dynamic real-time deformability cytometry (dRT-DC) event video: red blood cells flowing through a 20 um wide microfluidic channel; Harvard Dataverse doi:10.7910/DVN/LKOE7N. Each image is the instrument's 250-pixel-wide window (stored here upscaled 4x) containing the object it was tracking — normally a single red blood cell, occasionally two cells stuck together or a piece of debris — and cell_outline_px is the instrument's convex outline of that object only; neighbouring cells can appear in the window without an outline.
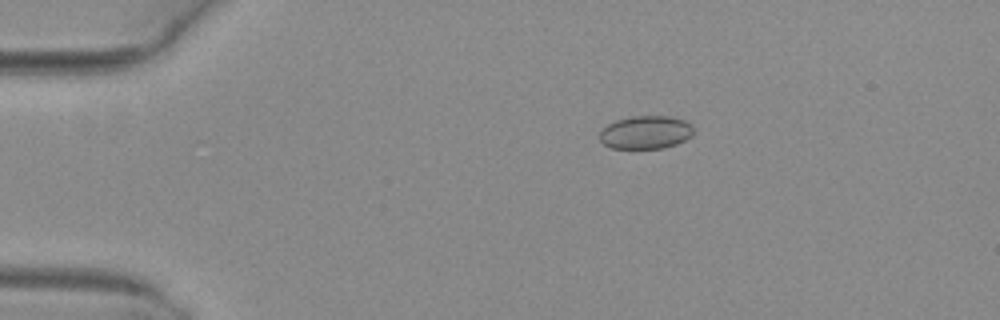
{"species": "common noctule bat (a hibernating species)", "species_latin": "Nyctalus noctula", "temperature_condition": "warm", "stored_images_in_passage": 46, "camera_frame_rate_fps": 3000, "um_per_image_px": 0.085, "animal": {"sex": "female", "body_mass_g": 29.2, "forearm_length_mm": 56.3}, "frame": {"image": 1, "passage_image": 4, "time_ms": 1.0, "image_size_px": [1000, 320], "cell_outline_px": [[692, 136], [676, 144], [664, 148], [612, 148], [604, 144], [600, 140], [600, 132], [608, 124], [616, 120], [632, 116], [672, 116], [684, 120], [692, 124]], "centroid_in_image_um": [54.9, 11.24], "position_along_channel_um": 30.1, "area_um2": 18.09}}
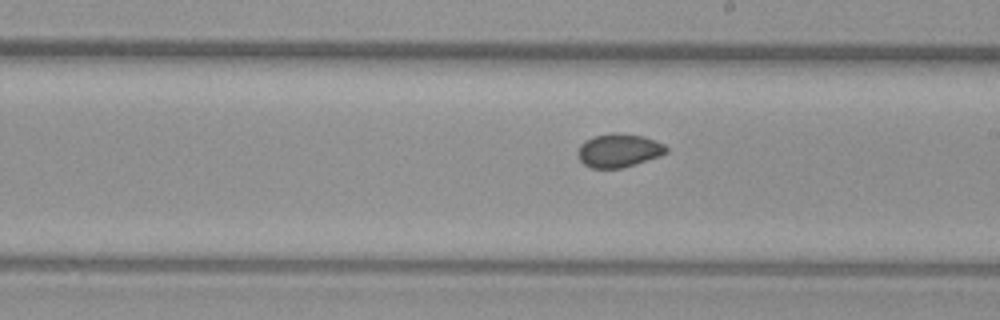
{"frame": {"image": 2, "passage_image": 24, "time_ms": 7.667, "image_size_px": [1000, 320], "cell_outline_px": [[668, 152], [660, 156], [624, 168], [592, 168], [584, 164], [580, 160], [576, 152], [580, 144], [584, 140], [592, 136], [612, 132], [616, 132], [644, 136], [664, 144], [668, 148]], "centroid_in_image_um": [52.58, 12.78], "position_along_channel_um": 236.4, "area_um2": 17.57}}
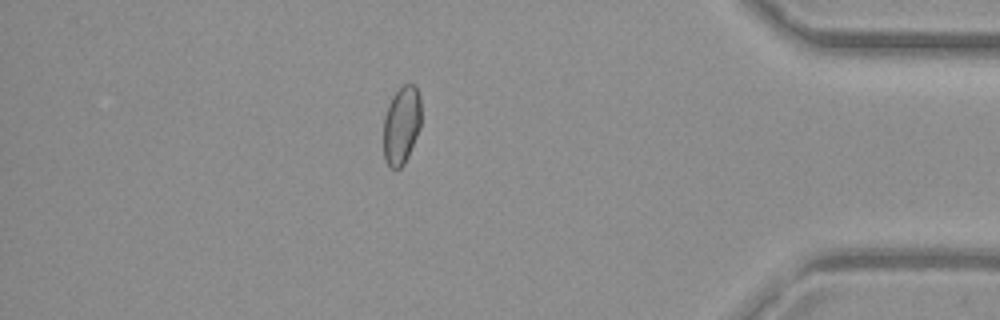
{"frame": {"image": 3, "passage_image": 39, "time_ms": 12.667, "image_size_px": [1000, 320], "cell_outline_px": [[420, 128], [408, 156], [404, 164], [400, 168], [392, 168], [384, 160], [384, 116], [388, 104], [392, 96], [404, 84], [416, 84], [420, 96]], "centroid_in_image_um": [34.13, 10.62], "position_along_channel_um": 401.1, "area_um2": 17.17}, "authors_computed_cell_mechanics": {"area_um2": 17.5134, "velocity_mm_per_s": 4.047, "shape_relaxation_time_tau1_ms": null, "shape_relaxation_time_tau2_ms": 0.5458, "deformation_change_tau1": null, "deformation_change_tau2": 0.0291}}